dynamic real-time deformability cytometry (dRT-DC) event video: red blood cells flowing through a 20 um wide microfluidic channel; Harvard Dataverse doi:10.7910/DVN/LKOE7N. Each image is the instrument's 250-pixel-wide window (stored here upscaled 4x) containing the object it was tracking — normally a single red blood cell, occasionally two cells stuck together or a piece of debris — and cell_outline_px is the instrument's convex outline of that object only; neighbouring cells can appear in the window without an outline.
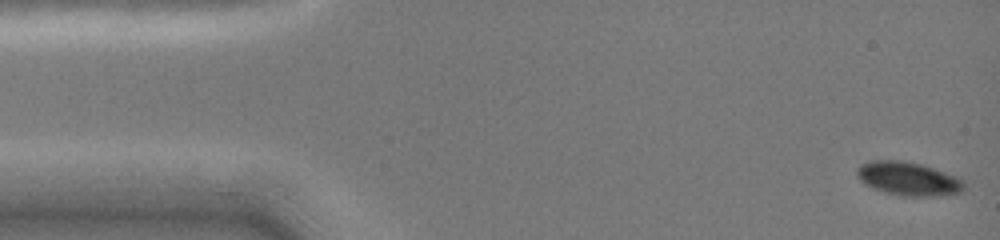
{"species": "common noctule bat (a hibernating species)", "species_latin": "Nyctalus noctula", "temperature_condition": "cold", "stored_images_in_passage": 38, "camera_frame_rate_fps": 3000, "um_per_image_px": 0.085, "animal": {"sex": "female", "body_mass_g": 19.0, "forearm_length_mm": 51.5}, "frame": {"image": 1, "passage_image": 1, "time_ms": 0.0, "image_size_px": [1000, 240], "cell_outline_px": [[964, 188], [960, 192], [944, 196], [904, 196], [884, 192], [872, 188], [864, 184], [856, 176], [856, 168], [860, 164], [872, 160], [900, 160], [920, 164], [956, 176], [964, 180]], "centroid_in_image_um": [77.17, 15.2], "position_along_channel_um": 7.8, "area_um2": 21.1}}
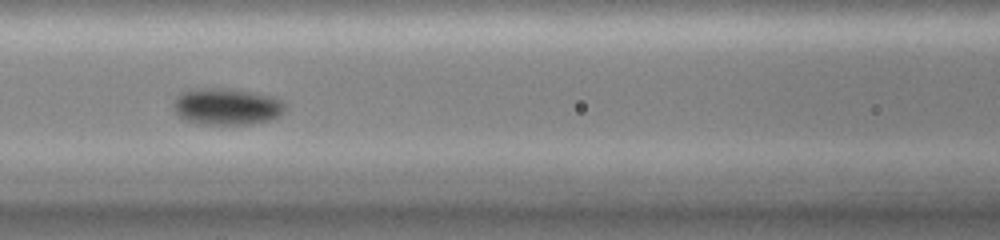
{"frame": {"image": 2, "passage_image": 15, "time_ms": 6.333, "image_size_px": [1000, 240], "cell_outline_px": [[288, 104], [284, 112], [280, 116], [268, 120], [252, 124], [200, 124], [184, 120], [172, 108], [172, 104], [176, 96], [180, 92], [192, 88], [220, 88], [252, 92], [272, 96], [284, 100]], "centroid_in_image_um": [19.28, 9.05], "position_along_channel_um": 147.3, "area_um2": 24.28}}
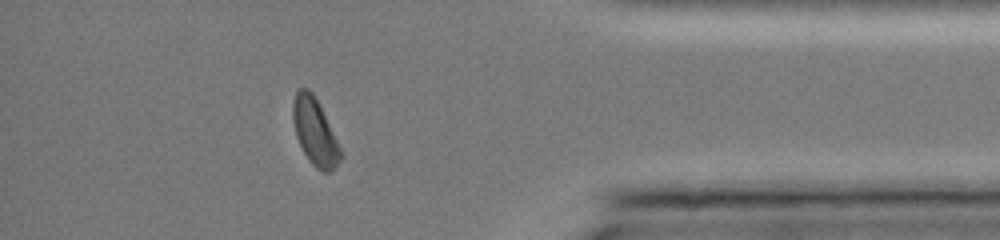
{"frame": {"image": 3, "passage_image": 33, "time_ms": 13.333, "image_size_px": [1000, 240], "cell_outline_px": [[344, 156], [332, 172], [324, 172], [316, 168], [308, 160], [296, 136], [292, 120], [292, 104], [296, 92], [300, 88], [308, 88], [312, 92], [320, 104]], "centroid_in_image_um": [26.77, 11.22], "position_along_channel_um": 408.4, "area_um2": 18.67}}